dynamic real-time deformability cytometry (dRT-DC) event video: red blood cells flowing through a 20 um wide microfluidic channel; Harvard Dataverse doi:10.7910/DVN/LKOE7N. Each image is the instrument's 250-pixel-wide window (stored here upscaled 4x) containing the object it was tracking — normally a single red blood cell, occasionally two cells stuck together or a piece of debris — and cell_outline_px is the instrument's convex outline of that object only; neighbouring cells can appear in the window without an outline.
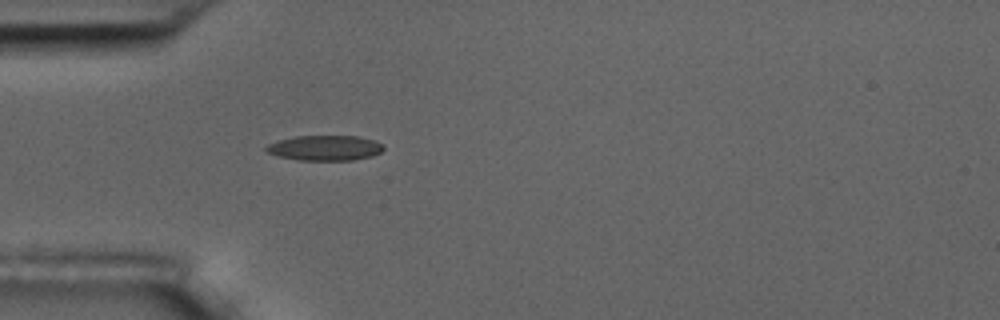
{"species": "common noctule bat (a hibernating species)", "species_latin": "Nyctalus noctula", "temperature_condition": "room temperature", "stored_images_in_passage": 1, "camera_frame_rate_fps": 3000, "um_per_image_px": 0.085, "animal": {"sex": "male", "body_mass_g": 17.5, "forearm_length_mm": 52.3}, "frame": {"image": 1, "passage_image": 1, "time_ms": 0.0, "image_size_px": [1000, 320], "cell_outline_px": [[384, 148], [380, 152], [372, 156], [352, 160], [300, 160], [280, 156], [268, 152], [264, 148], [268, 144], [280, 140], [296, 136], [360, 136], [384, 144]], "centroid_in_image_um": [27.65, 12.57], "position_along_channel_um": 57.3, "area_um2": 17.05}}